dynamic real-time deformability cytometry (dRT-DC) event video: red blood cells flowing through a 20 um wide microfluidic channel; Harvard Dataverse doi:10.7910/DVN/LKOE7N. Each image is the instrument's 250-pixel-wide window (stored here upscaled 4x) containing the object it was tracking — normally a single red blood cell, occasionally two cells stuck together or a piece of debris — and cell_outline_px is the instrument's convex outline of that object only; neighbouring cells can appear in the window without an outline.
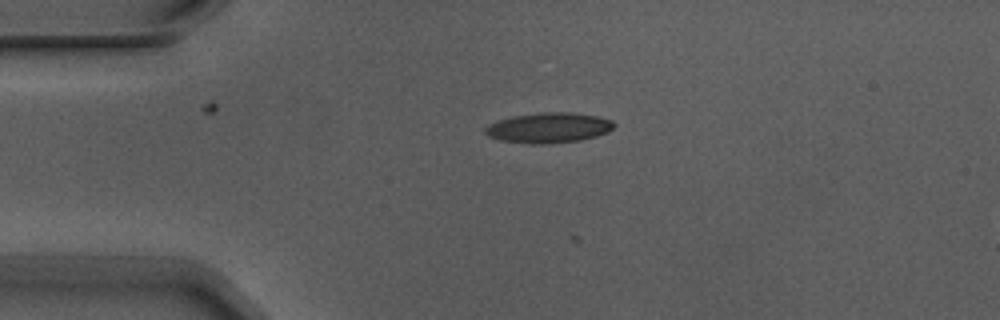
{"species": "Egyptian fruit bat (a non-hibernating species)", "species_latin": "Rousettus aegyptiacus", "temperature_condition": "warm", "stored_images_in_passage": 3, "camera_frame_rate_fps": 3000, "um_per_image_px": 0.085, "animal": {"sex": "male"}, "frame": {"image": 1, "passage_image": 2, "time_ms": 0.333, "image_size_px": [1000, 320], "cell_outline_px": [[616, 124], [608, 132], [596, 136], [580, 140], [548, 144], [528, 144], [500, 140], [488, 136], [484, 132], [484, 128], [500, 120], [516, 116], [544, 112], [568, 112], [596, 116], [612, 120]], "centroid_in_image_um": [46.66, 10.87], "position_along_channel_um": 38.3, "area_um2": 22.48}}